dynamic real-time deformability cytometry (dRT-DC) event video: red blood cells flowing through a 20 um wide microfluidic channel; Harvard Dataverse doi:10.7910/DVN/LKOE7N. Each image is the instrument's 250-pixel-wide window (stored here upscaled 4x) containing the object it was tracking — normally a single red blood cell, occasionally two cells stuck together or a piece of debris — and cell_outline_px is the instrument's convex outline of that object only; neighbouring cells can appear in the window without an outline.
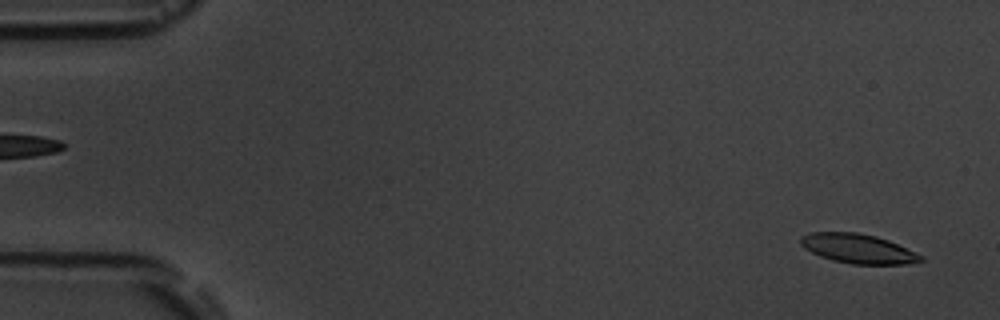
{"species": "common noctule bat (a hibernating species)", "species_latin": "Nyctalus noctula", "temperature_condition": "room temperature", "stored_images_in_passage": 6, "segment_of_instrument_passage": [2, 2], "camera_frame_rate_fps": 3000, "um_per_image_px": 0.085, "animal": {"sex": "male", "body_mass_g": 19.5, "forearm_length_mm": 54.6}, "frame": {"image": 1, "passage_image": 6, "time_ms": 6.0, "image_size_px": [1000, 320], "cell_outline_px": [[924, 260], [904, 264], [852, 264], [832, 260], [820, 256], [804, 248], [800, 244], [800, 236], [812, 232], [856, 232], [876, 236], [888, 240], [916, 252], [924, 256]], "centroid_in_image_um": [72.92, 21.13], "position_along_channel_um": 12.1, "area_um2": 20.58}}